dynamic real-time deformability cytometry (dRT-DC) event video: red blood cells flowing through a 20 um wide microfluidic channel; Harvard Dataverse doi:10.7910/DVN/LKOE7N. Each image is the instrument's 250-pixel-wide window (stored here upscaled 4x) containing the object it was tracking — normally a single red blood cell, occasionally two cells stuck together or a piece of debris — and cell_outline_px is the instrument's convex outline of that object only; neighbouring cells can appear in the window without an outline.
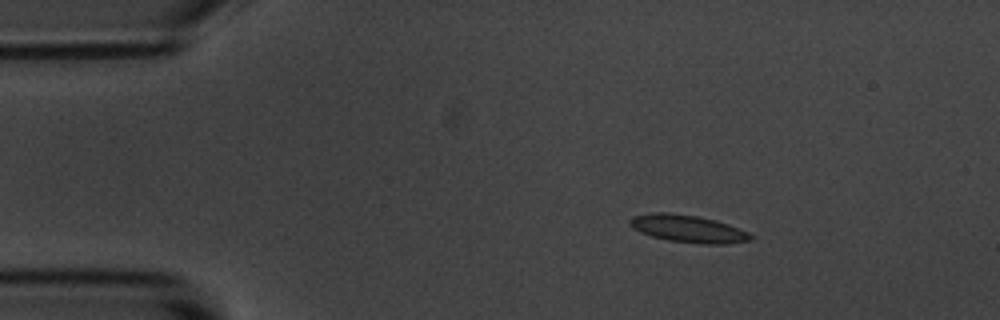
{"species": "common noctule bat (a hibernating species)", "species_latin": "Nyctalus noctula", "temperature_condition": "room temperature", "stored_images_in_passage": 4, "camera_frame_rate_fps": 3000, "um_per_image_px": 0.085, "animal": {"sex": "male", "body_mass_g": 20.1, "forearm_length_mm": 53.5}, "frame": {"image": 1, "passage_image": 2, "time_ms": 1.333, "image_size_px": [1000, 320], "cell_outline_px": [[756, 236], [752, 240], [728, 244], [700, 244], [668, 240], [652, 236], [640, 232], [632, 228], [628, 224], [628, 220], [632, 216], [652, 212], [668, 212], [696, 216], [728, 224], [748, 232]], "centroid_in_image_um": [58.47, 19.45], "position_along_channel_um": 26.5, "area_um2": 19.42}}
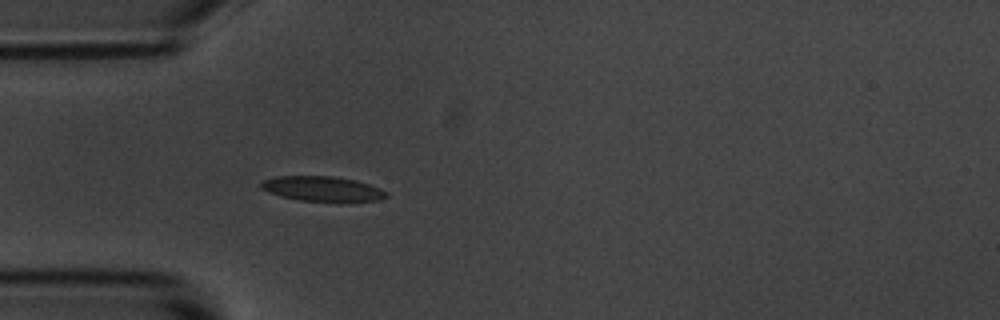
{"frame": {"image": 2, "passage_image": 4, "time_ms": 3.667, "image_size_px": [1000, 320], "cell_outline_px": [[388, 196], [380, 200], [300, 200], [280, 196], [268, 192], [260, 188], [260, 184], [264, 180], [276, 176], [332, 176], [356, 180], [380, 188], [388, 192]], "centroid_in_image_um": [27.37, 16.02], "position_along_channel_um": 57.6, "area_um2": 17.8}}